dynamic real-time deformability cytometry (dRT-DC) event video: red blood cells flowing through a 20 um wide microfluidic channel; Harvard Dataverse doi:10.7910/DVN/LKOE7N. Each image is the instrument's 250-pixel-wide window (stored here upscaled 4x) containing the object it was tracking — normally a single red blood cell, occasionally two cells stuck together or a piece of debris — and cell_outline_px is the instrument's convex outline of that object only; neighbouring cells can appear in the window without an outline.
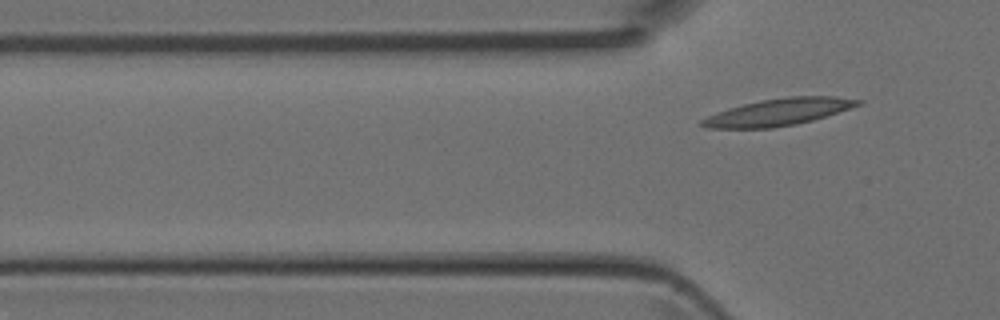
{"species": "Egyptian fruit bat (a non-hibernating species)", "species_latin": "Rousettus aegyptiacus", "temperature_condition": "room temperature", "stored_images_in_passage": 4, "camera_frame_rate_fps": 3000, "um_per_image_px": 0.085, "animal": {"sex": "female"}, "frame": {"image": 1, "passage_image": 4, "time_ms": 1.0, "image_size_px": [1000, 320], "cell_outline_px": [[864, 100], [860, 104], [812, 120], [796, 124], [772, 128], [708, 128], [700, 124], [700, 120], [716, 112], [728, 108], [760, 100], [788, 96], [836, 96]], "centroid_in_image_um": [66.14, 9.52], "position_along_channel_um": 59.7, "area_um2": 24.28}}